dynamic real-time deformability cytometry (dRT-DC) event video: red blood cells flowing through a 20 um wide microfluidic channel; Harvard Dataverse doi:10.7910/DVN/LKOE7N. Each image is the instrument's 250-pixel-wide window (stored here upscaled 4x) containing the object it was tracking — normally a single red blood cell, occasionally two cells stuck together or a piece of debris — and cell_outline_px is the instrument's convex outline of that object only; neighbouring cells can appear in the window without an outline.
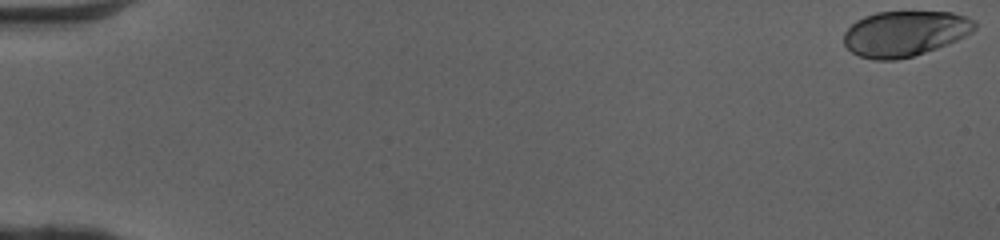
{"species": "human", "species_latin": "Homo sapiens", "temperature_condition": "cold", "stored_images_in_passage": 51, "camera_frame_rate_fps": 3000, "um_per_image_px": 0.085, "donor": {"sex": "female"}, "frame": {"image": 1, "passage_image": 1, "time_ms": 0.0, "image_size_px": [1000, 240], "cell_outline_px": [[976, 28], [972, 32], [948, 44], [912, 56], [896, 60], [876, 60], [860, 56], [852, 52], [844, 44], [844, 32], [856, 20], [864, 16], [876, 12], [952, 12], [976, 20]], "centroid_in_image_um": [76.91, 2.84], "position_along_channel_um": 8.1, "area_um2": 34.56}}
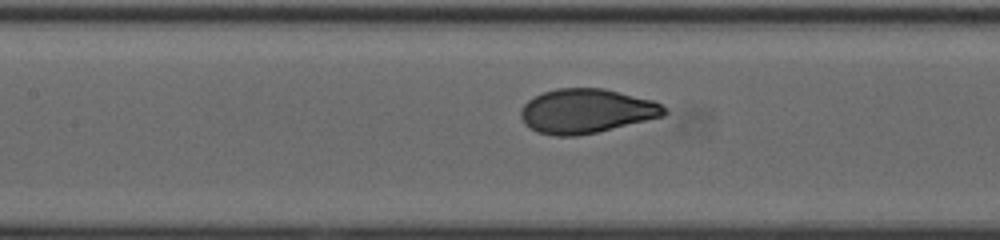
{"frame": {"image": 2, "passage_image": 25, "time_ms": 8.0, "image_size_px": [1000, 240], "cell_outline_px": [[668, 112], [664, 116], [596, 132], [576, 136], [556, 136], [536, 132], [528, 128], [524, 124], [520, 116], [520, 108], [528, 100], [544, 92], [556, 88], [604, 88], [652, 100], [668, 108]], "centroid_in_image_um": [49.82, 9.44], "position_along_channel_um": 157.6, "area_um2": 37.17}}
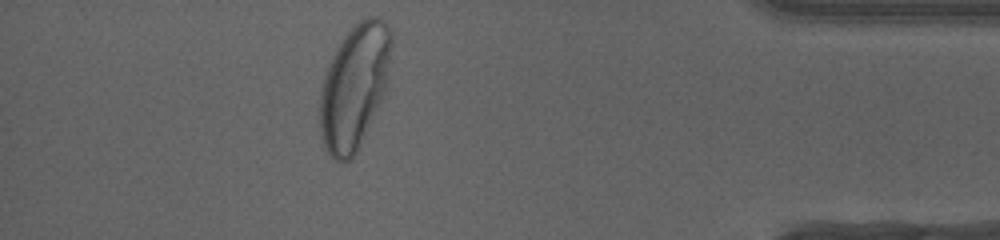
{"frame": {"image": 3, "passage_image": 46, "time_ms": 15.0, "image_size_px": [1000, 240], "cell_outline_px": [[392, 44], [388, 88], [356, 152], [348, 160], [340, 164], [328, 152], [324, 144], [316, 124], [320, 92], [324, 76], [332, 56], [336, 48], [344, 36], [360, 20], [368, 16], [376, 16], [384, 20], [388, 24], [392, 32]], "centroid_in_image_um": [30.12, 7.36], "position_along_channel_um": 405.1, "area_um2": 52.77}, "authors_computed_cell_mechanics": {"area_um2": 36.703, "velocity_mm_per_s": 4.0843, "shape_relaxation_time_tau1_ms": 2.8009, "shape_relaxation_time_tau2_ms": null, "deformation_change_tau1": 0.1578, "deformation_change_tau2": null}}